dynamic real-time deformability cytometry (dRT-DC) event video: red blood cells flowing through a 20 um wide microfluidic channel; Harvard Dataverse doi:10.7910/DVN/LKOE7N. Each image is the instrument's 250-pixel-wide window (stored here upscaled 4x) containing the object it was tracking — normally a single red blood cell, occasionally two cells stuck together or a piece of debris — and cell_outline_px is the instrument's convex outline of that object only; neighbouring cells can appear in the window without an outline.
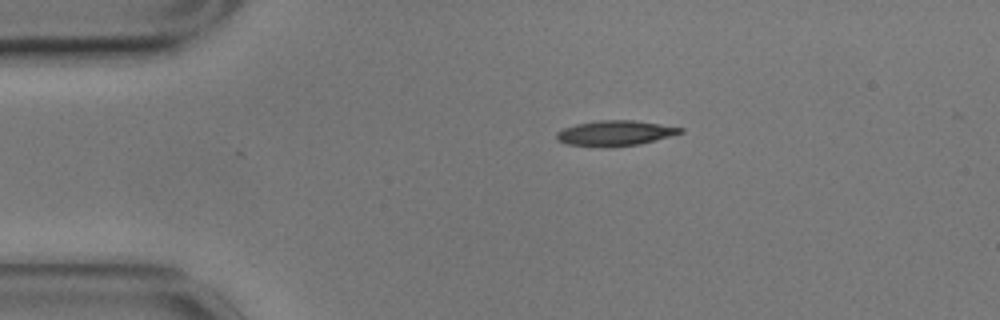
{"species": "common noctule bat (a hibernating species)", "species_latin": "Nyctalus noctula", "temperature_condition": "cold", "stored_images_in_passage": 47, "camera_frame_rate_fps": 3000, "um_per_image_px": 0.085, "animal": {"sex": "male", "body_mass_g": 17.9}, "frame": {"image": 1, "passage_image": 1, "time_ms": 0.0, "image_size_px": [1000, 320], "cell_outline_px": [[684, 132], [640, 144], [608, 148], [604, 148], [568, 144], [556, 140], [556, 132], [564, 128], [576, 124], [600, 120], [636, 120], [684, 128]], "centroid_in_image_um": [52.27, 11.33], "position_along_channel_um": 32.7, "area_um2": 18.38}}
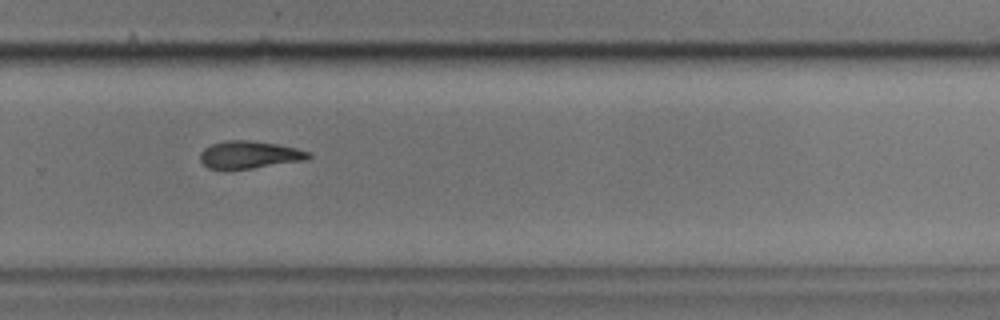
{"frame": {"image": 2, "passage_image": 28, "time_ms": 9.0, "image_size_px": [1000, 320], "cell_outline_px": [[312, 156], [308, 160], [252, 168], [208, 168], [200, 160], [200, 152], [204, 148], [212, 144], [224, 140], [252, 140], [276, 144], [296, 148], [312, 152]], "centroid_in_image_um": [21.24, 13.13], "position_along_channel_um": 308.6, "area_um2": 17.34}}
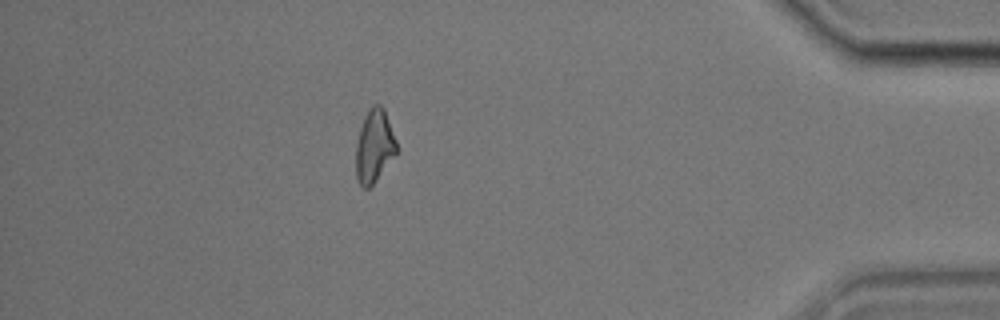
{"frame": {"image": 3, "passage_image": 40, "time_ms": 13.0, "image_size_px": [1000, 320], "cell_outline_px": [[400, 148], [396, 156], [376, 180], [368, 188], [364, 188], [360, 184], [356, 176], [356, 144], [360, 128], [364, 116], [372, 104], [380, 104], [384, 108]], "centroid_in_image_um": [31.85, 12.4], "position_along_channel_um": 403.3, "area_um2": 17.63}, "authors_computed_cell_mechanics": {"area_um2": 17.9758, "velocity_mm_per_s": 3.5107, "shape_relaxation_time_tau1_ms": 6.3947, "shape_relaxation_time_tau2_ms": null, "deformation_change_tau1": 0.161, "deformation_change_tau2": null}}